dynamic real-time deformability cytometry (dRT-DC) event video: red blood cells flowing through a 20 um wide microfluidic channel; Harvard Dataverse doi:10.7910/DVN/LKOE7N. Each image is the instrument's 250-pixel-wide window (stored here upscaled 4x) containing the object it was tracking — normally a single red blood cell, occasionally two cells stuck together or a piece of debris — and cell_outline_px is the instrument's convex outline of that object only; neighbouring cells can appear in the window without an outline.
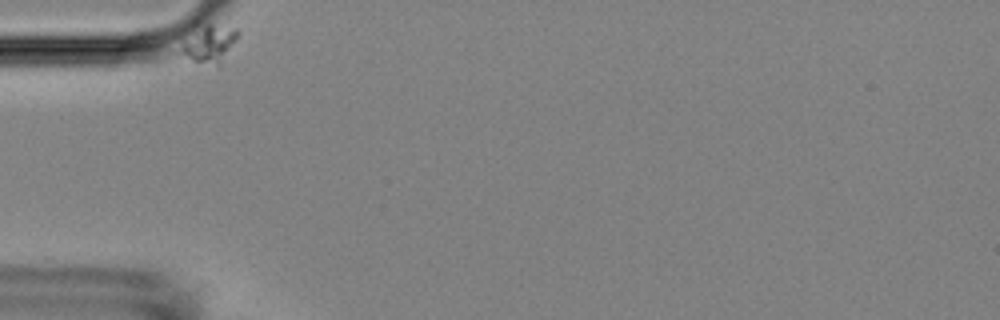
{"species": "Egyptian fruit bat (a non-hibernating species)", "species_latin": "Rousettus aegyptiacus", "temperature_condition": "room temperature", "stored_images_in_passage": 42, "camera_frame_rate_fps": 3000, "um_per_image_px": 0.085, "animal": {"sex": "female"}, "frame": {"image": 1, "passage_image": 1, "time_ms": 0.0, "image_size_px": [1000, 320], "cell_outline_px": [[240, 32], [220, 68], [192, 60], [176, 52], [188, 20], [196, 20], [236, 28]], "centroid_in_image_um": [17.61, 3.6], "position_along_channel_um": 67.4, "area_um2": 14.57}}
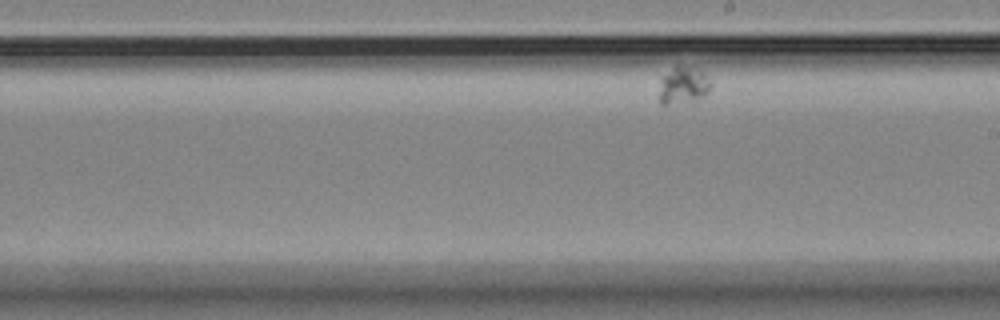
{"frame": {"image": 2, "passage_image": 25, "time_ms": 8.0, "image_size_px": [1000, 320], "cell_outline_px": [[712, 84], [708, 92], [692, 100], [668, 104], [660, 104], [660, 76], [676, 64], [692, 64], [704, 72], [708, 76]], "centroid_in_image_um": [58.07, 7.14], "position_along_channel_um": 230.9, "area_um2": 11.5}}
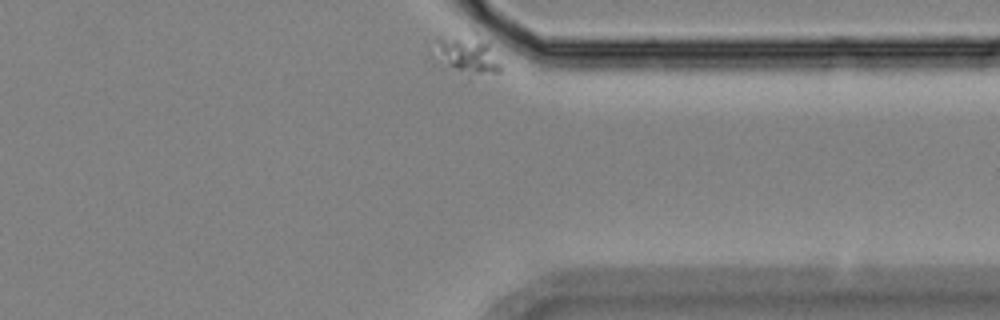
{"frame": {"image": 3, "passage_image": 42, "time_ms": 13.667, "image_size_px": [1000, 320], "cell_outline_px": [[500, 72], [464, 84], [432, 60], [428, 56], [440, 40], [472, 28], [488, 44], [500, 64]], "centroid_in_image_um": [39.6, 4.82], "position_along_channel_um": 371.8, "area_um2": 17.74}}